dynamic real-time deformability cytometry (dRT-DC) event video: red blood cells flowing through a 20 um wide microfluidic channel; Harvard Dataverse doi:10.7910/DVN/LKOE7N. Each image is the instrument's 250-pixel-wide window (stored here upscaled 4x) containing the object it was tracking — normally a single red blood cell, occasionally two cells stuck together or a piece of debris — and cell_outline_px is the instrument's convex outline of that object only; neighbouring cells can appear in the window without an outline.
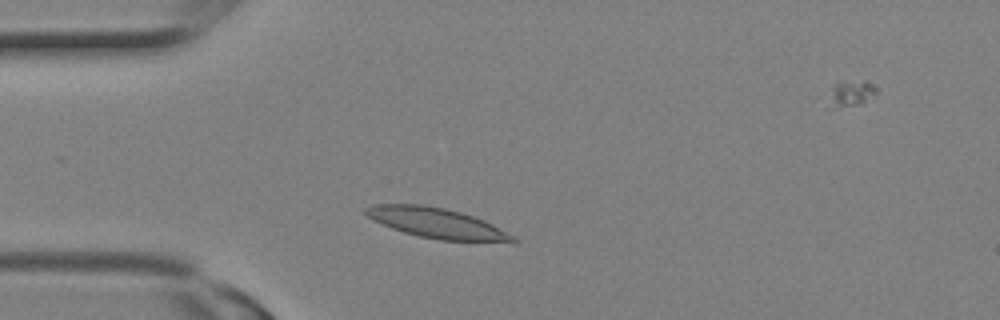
{"species": "Egyptian fruit bat (a non-hibernating species)", "species_latin": "Rousettus aegyptiacus", "temperature_condition": "room temperature", "stored_images_in_passage": 4, "camera_frame_rate_fps": 3000, "um_per_image_px": 0.085, "animal": {"sex": "female"}, "frame": {"image": 1, "passage_image": 4, "time_ms": 1.0, "image_size_px": [1000, 320], "cell_outline_px": [[520, 240], [516, 244], [512, 244], [440, 240], [416, 236], [392, 228], [372, 220], [364, 212], [364, 208], [372, 204], [424, 204], [444, 208], [460, 212], [484, 220], [516, 236]], "centroid_in_image_um": [37.24, 19.0], "position_along_channel_um": 47.8, "area_um2": 26.65}}